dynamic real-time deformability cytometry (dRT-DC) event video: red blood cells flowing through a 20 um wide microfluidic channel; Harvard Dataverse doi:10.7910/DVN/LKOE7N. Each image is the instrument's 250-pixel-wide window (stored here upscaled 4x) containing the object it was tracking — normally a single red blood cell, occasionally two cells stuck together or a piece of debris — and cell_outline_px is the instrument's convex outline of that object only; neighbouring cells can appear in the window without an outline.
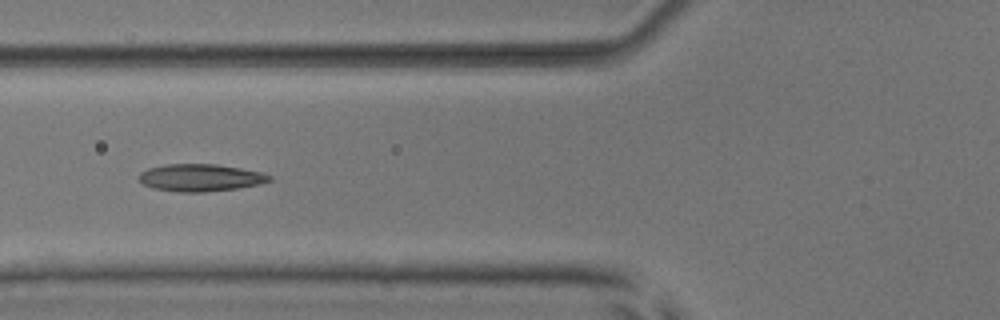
{"species": "common noctule bat (a hibernating species)", "species_latin": "Nyctalus noctula", "temperature_condition": "room temperature", "stored_images_in_passage": 7, "camera_frame_rate_fps": 3000, "um_per_image_px": 0.085, "animal": {"sex": "male", "body_mass_g": 17.9, "forearm_length_mm": 54.2}, "frame": {"image": 1, "passage_image": 7, "time_ms": 6.667, "image_size_px": [1000, 320], "cell_outline_px": [[272, 180], [260, 184], [236, 188], [204, 192], [180, 192], [152, 188], [144, 184], [136, 176], [140, 172], [148, 168], [164, 164], [216, 164], [240, 168], [260, 172], [272, 176]], "centroid_in_image_um": [17.0, 15.1], "position_along_channel_um": 108.8, "area_um2": 20.75}}